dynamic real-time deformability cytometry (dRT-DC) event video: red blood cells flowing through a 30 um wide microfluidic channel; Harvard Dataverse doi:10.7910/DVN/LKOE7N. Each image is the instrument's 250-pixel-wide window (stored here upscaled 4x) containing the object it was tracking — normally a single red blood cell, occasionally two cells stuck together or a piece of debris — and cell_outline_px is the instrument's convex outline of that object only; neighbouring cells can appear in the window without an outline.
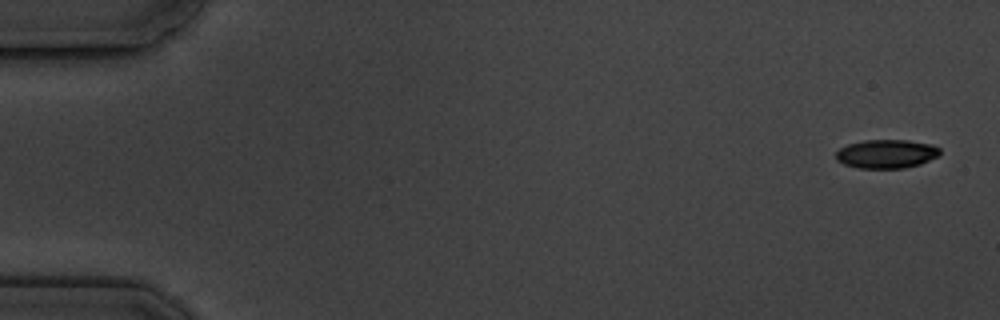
{"species": "common noctule bat (a hibernating species)", "species_latin": "Nyctalus noctula", "temperature_condition": "cold", "stored_images_in_passage": 5, "camera_frame_rate_fps": 3000, "um_per_image_px": 0.085, "animal": {"sex": "male", "body_mass_g": 19.5, "forearm_length_mm": 54.6}, "frame": {"image": 1, "passage_image": 1, "time_ms": 0.0, "image_size_px": [1000, 320], "cell_outline_px": [[940, 156], [920, 164], [904, 168], [860, 168], [844, 164], [836, 160], [836, 152], [840, 148], [848, 144], [864, 140], [908, 140], [932, 144], [940, 148]], "centroid_in_image_um": [75.37, 13.07], "position_along_channel_um": 9.6, "area_um2": 17.51}}
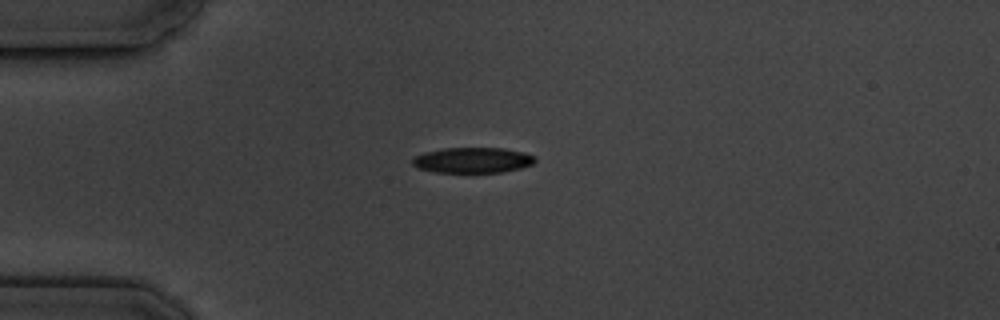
{"frame": {"image": 2, "passage_image": 5, "time_ms": 4.333, "image_size_px": [1000, 320], "cell_outline_px": [[536, 160], [532, 164], [520, 168], [504, 172], [436, 172], [416, 168], [412, 164], [412, 160], [416, 156], [424, 152], [444, 148], [504, 148], [524, 152], [536, 156]], "centroid_in_image_um": [40.19, 13.61], "position_along_channel_um": 44.8, "area_um2": 18.26}}